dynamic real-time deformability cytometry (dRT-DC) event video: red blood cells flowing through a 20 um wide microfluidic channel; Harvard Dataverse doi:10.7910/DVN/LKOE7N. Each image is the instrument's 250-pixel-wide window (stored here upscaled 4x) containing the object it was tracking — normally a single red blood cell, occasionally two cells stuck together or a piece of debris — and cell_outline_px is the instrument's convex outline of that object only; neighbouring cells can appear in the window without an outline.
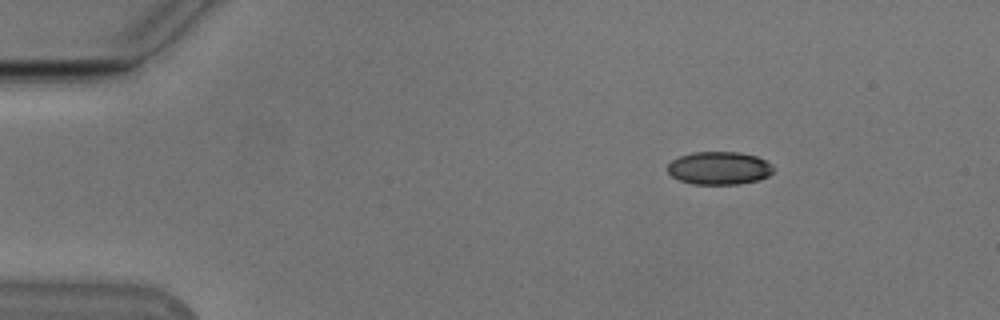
{"species": "Egyptian fruit bat (a non-hibernating species)", "species_latin": "Rousettus aegyptiacus", "temperature_condition": "cold", "stored_images_in_passage": 46, "camera_frame_rate_fps": 3000, "um_per_image_px": 0.085, "animal": {"sex": "male"}, "frame": {"image": 1, "passage_image": 1, "time_ms": 0.0, "image_size_px": [1000, 320], "cell_outline_px": [[772, 172], [768, 176], [756, 180], [736, 184], [692, 184], [680, 180], [672, 176], [668, 172], [668, 164], [672, 160], [680, 156], [692, 152], [740, 152], [756, 156], [772, 164]], "centroid_in_image_um": [61.11, 14.28], "position_along_channel_um": 23.9, "area_um2": 20.17}}
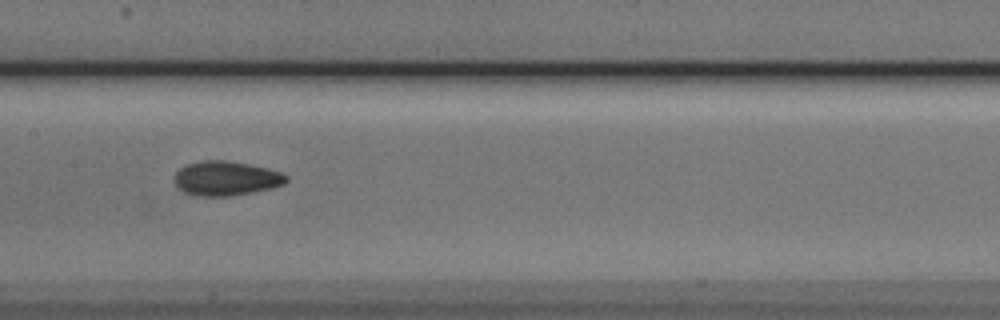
{"frame": {"image": 2, "passage_image": 20, "time_ms": 6.333, "image_size_px": [1000, 320], "cell_outline_px": [[288, 180], [284, 184], [272, 188], [232, 196], [196, 196], [184, 192], [176, 184], [176, 172], [180, 168], [188, 164], [204, 160], [224, 160], [248, 164], [268, 168], [284, 172], [288, 176]], "centroid_in_image_um": [19.27, 15.16], "position_along_channel_um": 188.1, "area_um2": 22.43}}
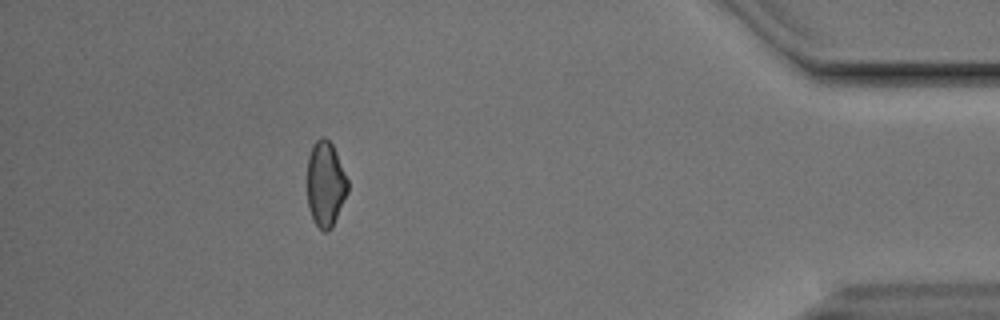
{"frame": {"image": 3, "passage_image": 41, "time_ms": 13.333, "image_size_px": [1000, 320], "cell_outline_px": [[348, 192], [332, 228], [328, 232], [324, 232], [316, 224], [308, 208], [308, 156], [312, 144], [320, 136], [324, 136], [332, 144], [336, 152], [348, 180]], "centroid_in_image_um": [27.67, 15.63], "position_along_channel_um": 407.5, "area_um2": 20.17}, "authors_computed_cell_mechanics": {"area_um2": 21.1837, "velocity_mm_per_s": 3.8507, "shape_relaxation_time_tau1_ms": 4.1892, "shape_relaxation_time_tau2_ms": 3.212, "deformation_change_tau1": 0.0953, "deformation_change_tau2": 0.0688}}